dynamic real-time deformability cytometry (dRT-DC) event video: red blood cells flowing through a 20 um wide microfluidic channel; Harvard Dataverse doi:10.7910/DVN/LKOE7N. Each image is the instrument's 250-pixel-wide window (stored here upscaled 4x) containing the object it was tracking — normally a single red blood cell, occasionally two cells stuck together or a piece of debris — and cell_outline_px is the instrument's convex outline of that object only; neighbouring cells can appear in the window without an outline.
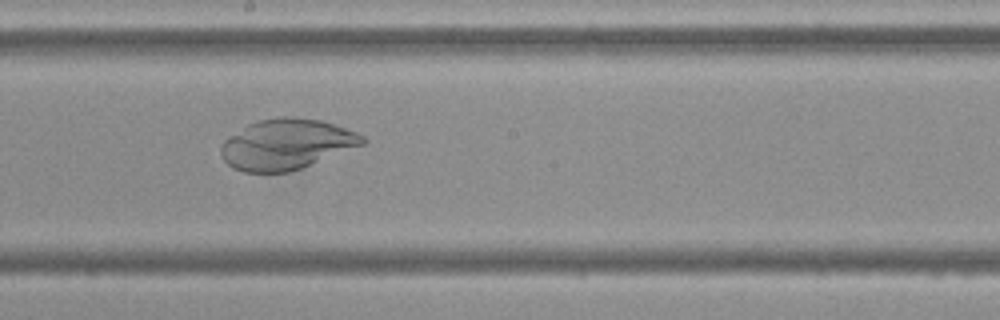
{"species": "Egyptian fruit bat (a non-hibernating species)", "species_latin": "Rousettus aegyptiacus", "temperature_condition": "cold", "stored_images_in_passage": 55, "camera_frame_rate_fps": 3000, "um_per_image_px": 0.085, "frame": {"image": 1, "passage_image": 30, "time_ms": 9.667, "image_size_px": [1000, 320], "cell_outline_px": [[368, 140], [364, 144], [300, 168], [288, 172], [244, 172], [232, 168], [224, 160], [220, 152], [220, 148], [224, 140], [228, 136], [248, 124], [256, 120], [276, 116], [300, 116], [320, 120], [356, 132], [364, 136]], "centroid_in_image_um": [24.31, 12.24], "position_along_channel_um": 223.9, "area_um2": 41.67}}